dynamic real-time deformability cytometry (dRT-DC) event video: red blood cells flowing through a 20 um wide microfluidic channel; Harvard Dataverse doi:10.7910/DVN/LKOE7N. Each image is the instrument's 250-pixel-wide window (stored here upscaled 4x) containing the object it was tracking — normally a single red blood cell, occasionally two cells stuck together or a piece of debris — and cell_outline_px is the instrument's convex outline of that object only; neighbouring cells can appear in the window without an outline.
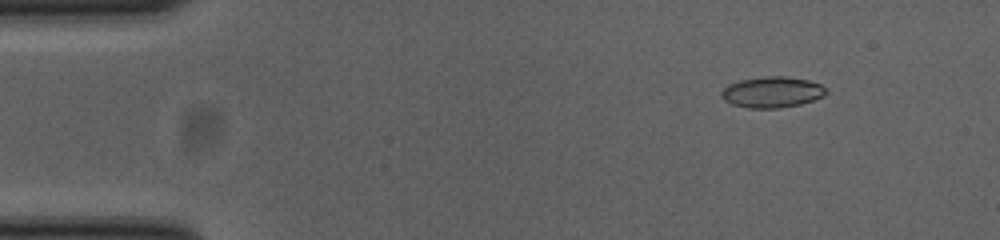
{"species": "common noctule bat (a hibernating species)", "species_latin": "Nyctalus noctula", "temperature_condition": "cold", "stored_images_in_passage": 49, "camera_frame_rate_fps": 3000, "um_per_image_px": 0.085, "animal": {"sex": "female", "body_mass_g": 23.0, "forearm_length_mm": 53.4}, "frame": {"image": 1, "passage_image": 3, "time_ms": 0.667, "image_size_px": [1000, 240], "cell_outline_px": [[828, 92], [824, 96], [800, 104], [780, 108], [748, 108], [732, 104], [724, 100], [720, 96], [720, 92], [728, 84], [740, 80], [764, 76], [784, 76], [808, 80], [820, 84], [828, 88]], "centroid_in_image_um": [65.63, 7.83], "position_along_channel_um": 19.4, "area_um2": 19.02}}
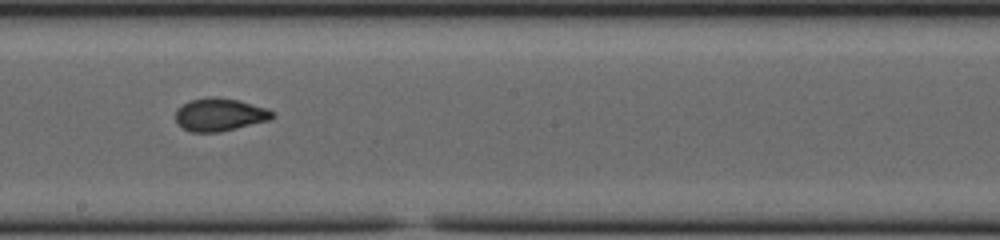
{"frame": {"image": 2, "passage_image": 26, "time_ms": 8.333, "image_size_px": [1000, 240], "cell_outline_px": [[276, 116], [268, 120], [220, 132], [192, 132], [176, 124], [176, 108], [192, 100], [212, 96], [216, 96], [240, 100], [268, 108], [276, 112]], "centroid_in_image_um": [18.7, 9.73], "position_along_channel_um": 229.5, "area_um2": 18.67}}
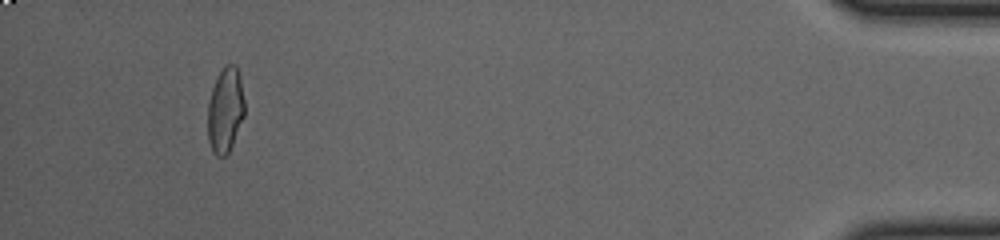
{"frame": {"image": 3, "passage_image": 46, "time_ms": 15.0, "image_size_px": [1000, 240], "cell_outline_px": [[244, 116], [232, 144], [228, 152], [224, 156], [216, 156], [212, 152], [208, 140], [208, 100], [212, 88], [224, 64], [236, 64], [240, 76], [244, 100]], "centroid_in_image_um": [19.14, 9.34], "position_along_channel_um": 416.1, "area_um2": 18.26}, "authors_computed_cell_mechanics": {"area_um2": 18.4382, "velocity_mm_per_s": 3.8828, "shape_relaxation_time_tau1_ms": null, "shape_relaxation_time_tau2_ms": 1.0323, "deformation_change_tau1": null, "deformation_change_tau2": 0.067}}